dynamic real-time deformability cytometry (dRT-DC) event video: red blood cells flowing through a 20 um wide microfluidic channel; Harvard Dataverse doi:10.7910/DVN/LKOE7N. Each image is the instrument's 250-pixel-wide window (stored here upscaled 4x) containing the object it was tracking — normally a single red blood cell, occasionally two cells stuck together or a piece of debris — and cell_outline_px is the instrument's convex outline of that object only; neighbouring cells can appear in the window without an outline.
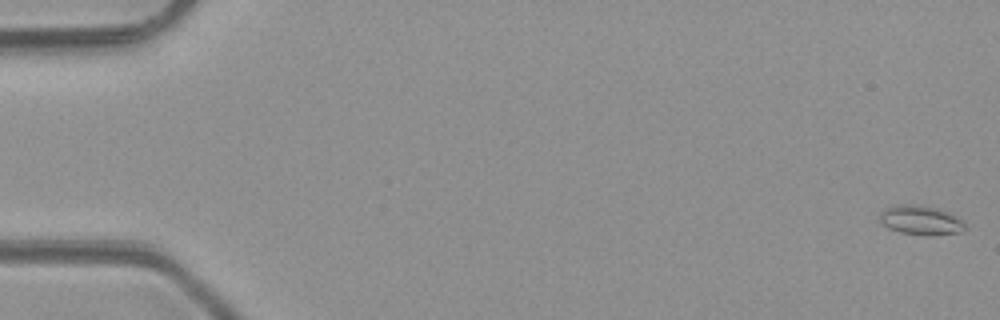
{"species": "common noctule bat (a hibernating species)", "species_latin": "Nyctalus noctula", "temperature_condition": "room temperature", "stored_images_in_passage": 5, "camera_frame_rate_fps": 3000, "um_per_image_px": 0.085, "animal": {"sex": "male", "body_mass_g": 23.1, "forearm_length_mm": 52.7}, "frame": {"image": 1, "passage_image": 1, "time_ms": 0.0, "image_size_px": [1000, 320], "cell_outline_px": [[964, 228], [960, 232], [928, 236], [924, 236], [900, 232], [888, 228], [880, 220], [880, 212], [884, 208], [896, 204], [916, 204], [936, 208], [948, 212], [960, 220], [964, 224]], "centroid_in_image_um": [78.21, 18.71], "position_along_channel_um": 6.8, "area_um2": 14.51}}